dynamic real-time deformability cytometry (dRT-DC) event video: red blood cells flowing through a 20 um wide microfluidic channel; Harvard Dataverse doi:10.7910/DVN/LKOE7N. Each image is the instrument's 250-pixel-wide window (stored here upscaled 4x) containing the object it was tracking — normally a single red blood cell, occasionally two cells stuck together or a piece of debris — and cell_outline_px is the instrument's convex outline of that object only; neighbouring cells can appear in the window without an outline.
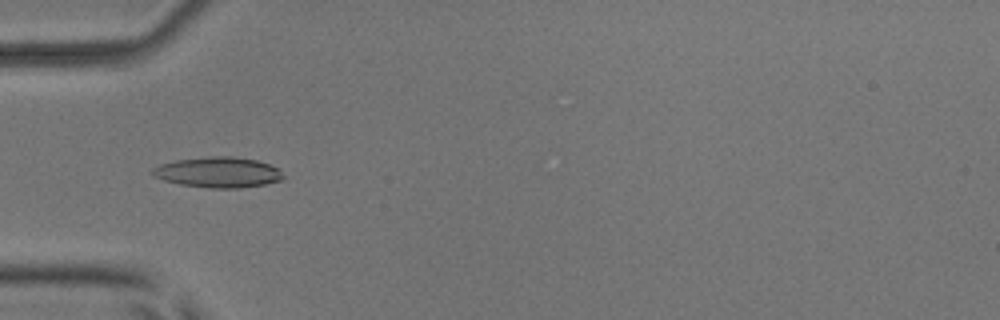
{"species": "common noctule bat (a hibernating species)", "species_latin": "Nyctalus noctula", "temperature_condition": "room temperature", "stored_images_in_passage": 6, "camera_frame_rate_fps": 3000, "um_per_image_px": 0.085, "animal": {"sex": "male", "body_mass_g": 17.9, "forearm_length_mm": 54.2}, "frame": {"image": 1, "passage_image": 3, "time_ms": 3.333, "image_size_px": [1000, 320], "cell_outline_px": [[284, 180], [264, 184], [240, 188], [208, 188], [180, 184], [164, 180], [152, 176], [148, 172], [152, 168], [160, 164], [176, 160], [212, 156], [232, 156], [256, 160], [280, 168], [284, 176]], "centroid_in_image_um": [18.53, 14.65], "position_along_channel_um": 66.5, "area_um2": 23.47}}
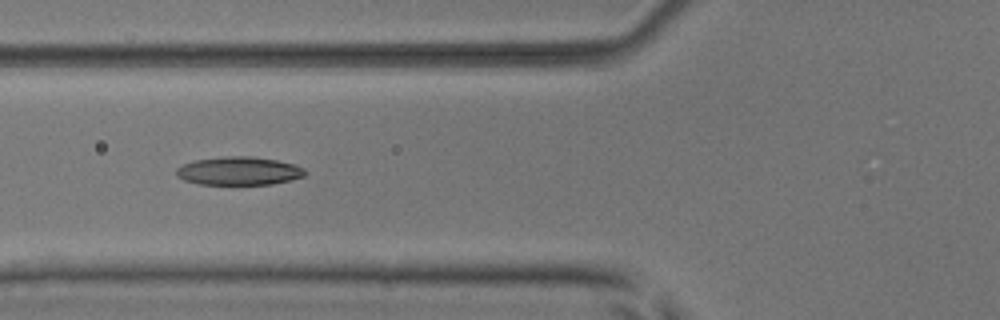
{"frame": {"image": 2, "passage_image": 4, "time_ms": 4.333, "image_size_px": [1000, 320], "cell_outline_px": [[308, 172], [304, 176], [272, 184], [200, 184], [184, 180], [176, 176], [176, 168], [184, 164], [196, 160], [224, 156], [252, 156], [276, 160], [292, 164], [304, 168]], "centroid_in_image_um": [20.3, 14.53], "position_along_channel_um": 105.5, "area_um2": 21.1}}
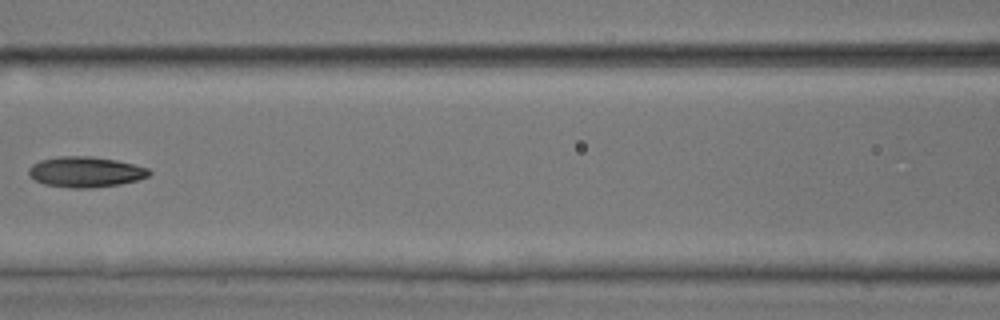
{"frame": {"image": 3, "passage_image": 5, "time_ms": 5.667, "image_size_px": [1000, 320], "cell_outline_px": [[152, 172], [148, 176], [136, 180], [120, 184], [92, 188], [72, 188], [44, 184], [36, 180], [28, 172], [28, 168], [32, 164], [40, 160], [56, 156], [92, 156], [116, 160], [148, 168]], "centroid_in_image_um": [7.26, 14.6], "position_along_channel_um": 159.3, "area_um2": 21.39}}